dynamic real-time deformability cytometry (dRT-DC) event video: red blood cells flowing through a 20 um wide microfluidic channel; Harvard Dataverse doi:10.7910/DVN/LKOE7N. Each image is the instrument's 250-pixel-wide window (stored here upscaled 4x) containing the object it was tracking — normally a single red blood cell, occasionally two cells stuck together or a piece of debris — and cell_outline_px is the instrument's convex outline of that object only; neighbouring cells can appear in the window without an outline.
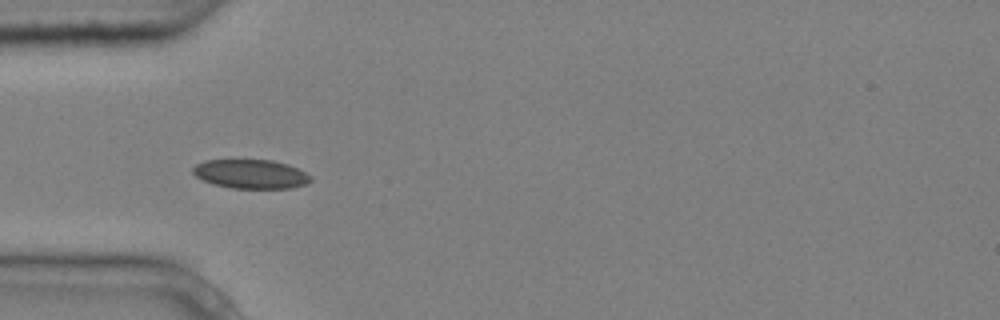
{"species": "common noctule bat (a hibernating species)", "species_latin": "Nyctalus noctula", "temperature_condition": "cold", "stored_images_in_passage": 5, "camera_frame_rate_fps": 3000, "um_per_image_px": 0.085, "animal": {"sex": "male", "body_mass_g": 20.4}, "frame": {"image": 1, "passage_image": 4, "time_ms": 1.0, "image_size_px": [1000, 320], "cell_outline_px": [[312, 180], [308, 184], [292, 188], [232, 188], [212, 184], [196, 176], [192, 172], [192, 168], [196, 164], [204, 160], [272, 160], [288, 164], [312, 176]], "centroid_in_image_um": [21.33, 14.79], "position_along_channel_um": 63.7, "area_um2": 20.0}}
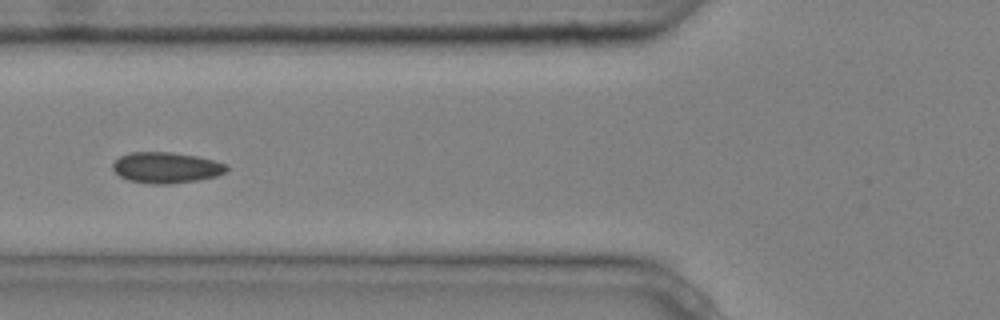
{"frame": {"image": 2, "passage_image": 5, "time_ms": 1.333, "image_size_px": [1000, 320], "cell_outline_px": [[228, 168], [224, 172], [216, 176], [196, 180], [168, 184], [152, 184], [128, 180], [120, 176], [112, 168], [112, 164], [120, 156], [128, 152], [172, 152], [196, 156], [228, 164]], "centroid_in_image_um": [14.1, 14.24], "position_along_channel_um": 111.7, "area_um2": 20.4}}